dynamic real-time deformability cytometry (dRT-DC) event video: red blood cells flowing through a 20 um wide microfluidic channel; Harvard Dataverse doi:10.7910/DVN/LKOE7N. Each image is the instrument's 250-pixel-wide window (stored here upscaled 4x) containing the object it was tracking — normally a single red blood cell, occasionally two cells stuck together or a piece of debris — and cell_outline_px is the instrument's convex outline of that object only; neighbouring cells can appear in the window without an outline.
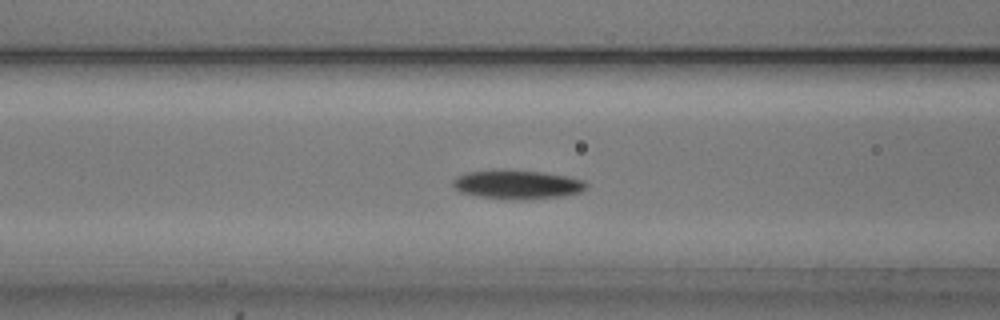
{"species": "common noctule bat (a hibernating species)", "species_latin": "Nyctalus noctula", "temperature_condition": "cold", "stored_images_in_passage": 47, "camera_frame_rate_fps": 3000, "um_per_image_px": 0.085, "animal": {"sex": "male", "body_mass_g": 20.5, "forearm_length_mm": 52.5}, "frame": {"image": 1, "passage_image": 15, "time_ms": 4.667, "image_size_px": [1000, 320], "cell_outline_px": [[588, 188], [580, 192], [564, 196], [528, 200], [508, 200], [480, 196], [460, 192], [452, 184], [452, 180], [468, 172], [496, 168], [504, 168], [544, 172], [568, 176], [584, 180], [588, 184]], "centroid_in_image_um": [44.01, 15.67], "position_along_channel_um": 122.6, "area_um2": 23.18}}
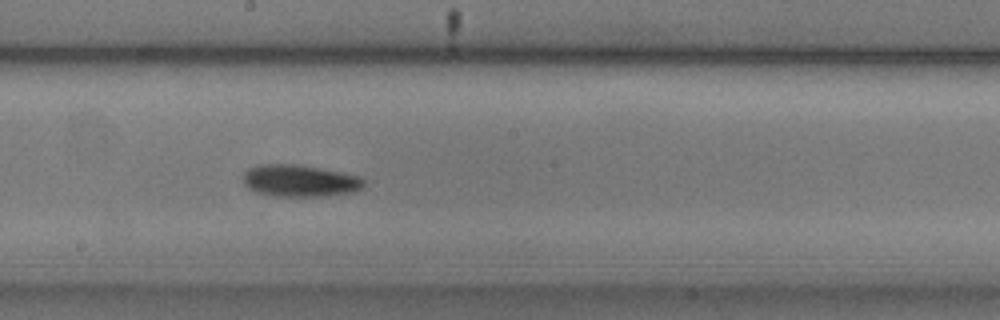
{"frame": {"image": 2, "passage_image": 23, "time_ms": 7.333, "image_size_px": [1000, 320], "cell_outline_px": [[364, 188], [356, 192], [324, 196], [272, 196], [256, 192], [248, 188], [244, 184], [244, 172], [248, 168], [256, 164], [296, 164], [344, 172], [364, 176]], "centroid_in_image_um": [25.53, 15.36], "position_along_channel_um": 222.7, "area_um2": 22.95}}
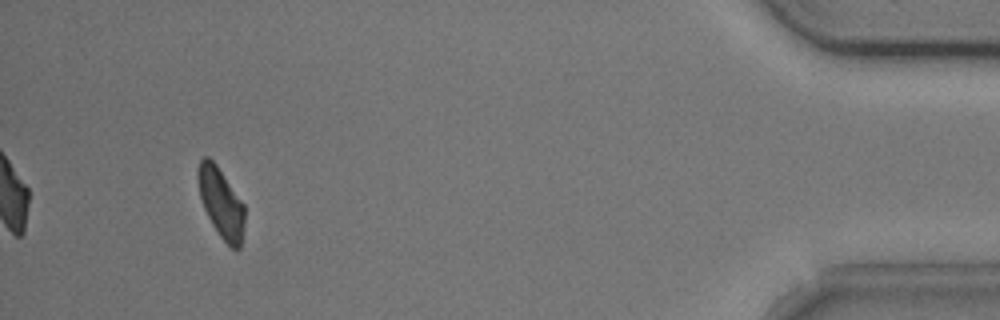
{"frame": {"image": 3, "passage_image": 44, "time_ms": 14.333, "image_size_px": [1000, 320], "cell_outline_px": [[244, 224], [240, 248], [232, 248], [220, 236], [212, 224], [204, 208], [200, 196], [196, 176], [196, 172], [200, 160], [204, 156], [208, 156], [216, 164], [244, 204]], "centroid_in_image_um": [18.77, 17.2], "position_along_channel_um": 416.4, "area_um2": 18.79}, "authors_computed_cell_mechanics": {"area_um2": 20.808, "velocity_mm_per_s": 3.7444, "shape_relaxation_time_tau1_ms": 3.2528, "shape_relaxation_time_tau2_ms": null, "deformation_change_tau1": 0.1057, "deformation_change_tau2": null}}